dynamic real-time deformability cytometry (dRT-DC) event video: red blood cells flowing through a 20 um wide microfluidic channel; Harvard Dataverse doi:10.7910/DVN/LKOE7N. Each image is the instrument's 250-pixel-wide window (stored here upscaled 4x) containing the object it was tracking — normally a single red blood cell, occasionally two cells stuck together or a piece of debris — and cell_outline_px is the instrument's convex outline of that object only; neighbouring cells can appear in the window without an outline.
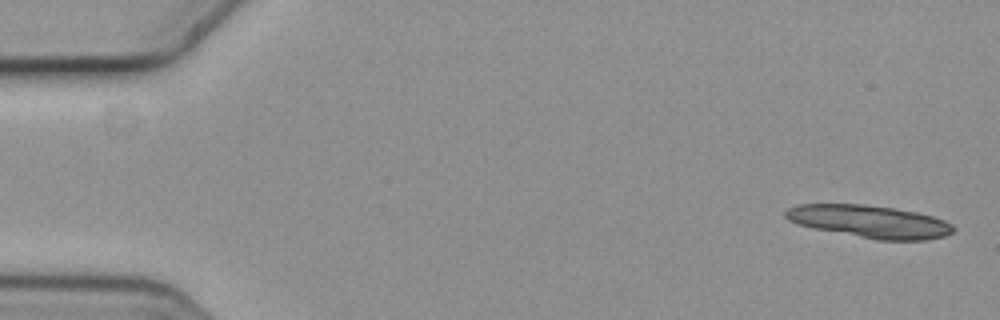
{"species": "common noctule bat (a hibernating species)", "species_latin": "Nyctalus noctula", "temperature_condition": "cold", "stored_images_in_passage": 5, "camera_frame_rate_fps": 3000, "um_per_image_px": 0.085, "animal": {"sex": "female", "body_mass_g": 19.3, "forearm_length_mm": 54.1}, "frame": {"image": 1, "passage_image": 1, "time_ms": 0.0, "image_size_px": [1000, 320], "cell_outline_px": [[956, 232], [944, 236], [928, 240], [876, 240], [812, 228], [796, 224], [788, 220], [784, 216], [784, 212], [788, 208], [800, 204], [864, 204], [896, 208], [916, 212], [932, 216], [944, 220], [952, 224], [956, 228]], "centroid_in_image_um": [73.93, 18.83], "position_along_channel_um": 11.1, "area_um2": 32.19}}